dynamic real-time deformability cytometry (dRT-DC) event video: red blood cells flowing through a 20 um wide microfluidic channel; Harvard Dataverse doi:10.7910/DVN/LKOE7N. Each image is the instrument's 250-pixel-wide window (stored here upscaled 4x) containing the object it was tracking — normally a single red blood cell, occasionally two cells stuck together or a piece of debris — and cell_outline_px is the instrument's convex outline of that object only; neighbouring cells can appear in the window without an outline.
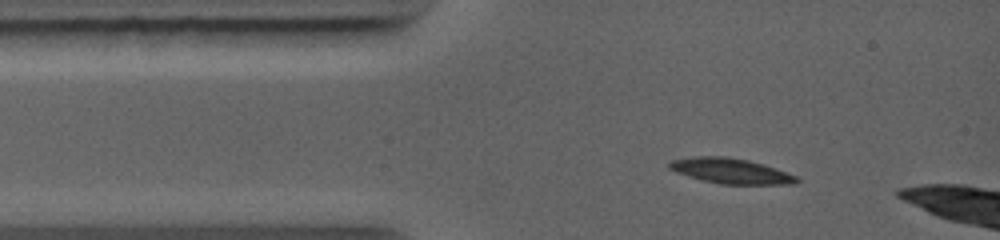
{"species": "common noctule bat (a hibernating species)", "species_latin": "Nyctalus noctula", "temperature_condition": "warm", "stored_images_in_passage": 2, "camera_frame_rate_fps": 5000, "um_per_image_px": 0.085, "animal": {"sex": "female", "body_mass_g": 19.0, "forearm_length_mm": 56.7}, "frame": {"image": 1, "passage_image": 1, "time_ms": 0.0, "image_size_px": [1000, 240], "cell_outline_px": [[800, 180], [796, 184], [720, 184], [700, 180], [676, 172], [668, 168], [668, 164], [672, 160], [692, 156], [728, 156], [748, 160], [764, 164], [800, 176]], "centroid_in_image_um": [62.15, 14.53], "position_along_channel_um": 22.9, "area_um2": 19.07}}